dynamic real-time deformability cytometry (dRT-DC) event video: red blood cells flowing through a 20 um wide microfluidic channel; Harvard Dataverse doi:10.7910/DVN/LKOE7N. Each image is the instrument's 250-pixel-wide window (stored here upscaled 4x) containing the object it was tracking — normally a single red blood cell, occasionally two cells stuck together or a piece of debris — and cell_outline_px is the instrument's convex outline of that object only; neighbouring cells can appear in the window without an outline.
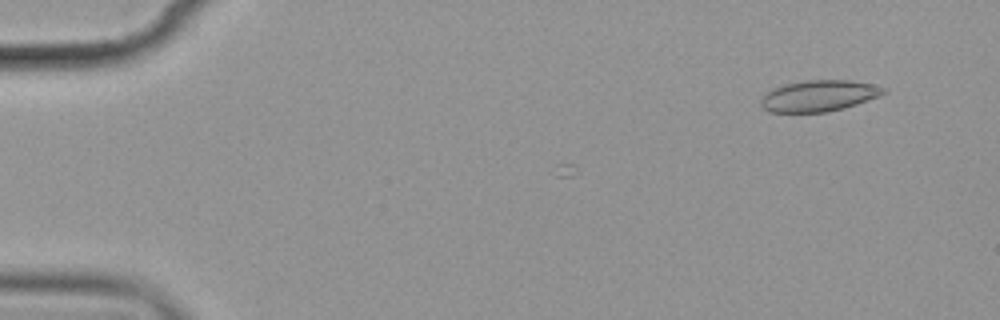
{"species": "common noctule bat (a hibernating species)", "species_latin": "Nyctalus noctula", "temperature_condition": "cold", "stored_images_in_passage": 6, "camera_frame_rate_fps": 3000, "um_per_image_px": 0.085, "animal": {"sex": "female", "body_mass_g": 19.9}, "frame": {"image": 1, "passage_image": 2, "time_ms": 1.333, "image_size_px": [1000, 320], "cell_outline_px": [[888, 92], [880, 96], [844, 108], [828, 112], [768, 112], [760, 104], [760, 100], [772, 88], [784, 84], [808, 80], [848, 80], [872, 84], [888, 88]], "centroid_in_image_um": [69.64, 8.14], "position_along_channel_um": 15.4, "area_um2": 22.37}}
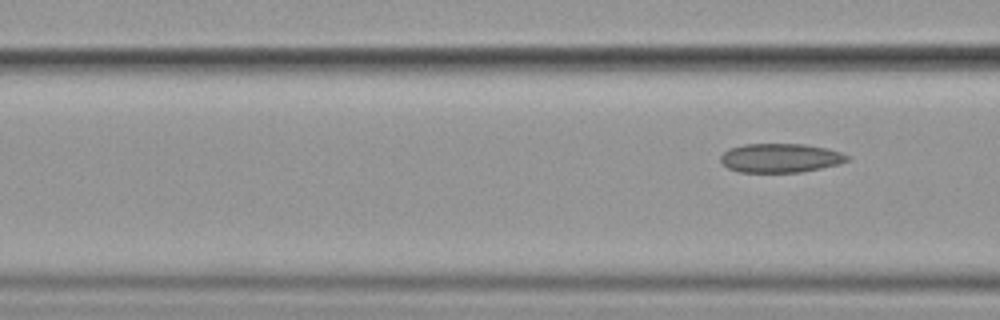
{"frame": {"image": 2, "passage_image": 6, "time_ms": 7.0, "image_size_px": [1000, 320], "cell_outline_px": [[852, 160], [840, 164], [800, 172], [740, 172], [728, 168], [720, 160], [720, 156], [728, 148], [744, 144], [804, 144], [828, 148], [852, 156]], "centroid_in_image_um": [66.38, 13.42], "position_along_channel_um": 100.2, "area_um2": 21.62}}